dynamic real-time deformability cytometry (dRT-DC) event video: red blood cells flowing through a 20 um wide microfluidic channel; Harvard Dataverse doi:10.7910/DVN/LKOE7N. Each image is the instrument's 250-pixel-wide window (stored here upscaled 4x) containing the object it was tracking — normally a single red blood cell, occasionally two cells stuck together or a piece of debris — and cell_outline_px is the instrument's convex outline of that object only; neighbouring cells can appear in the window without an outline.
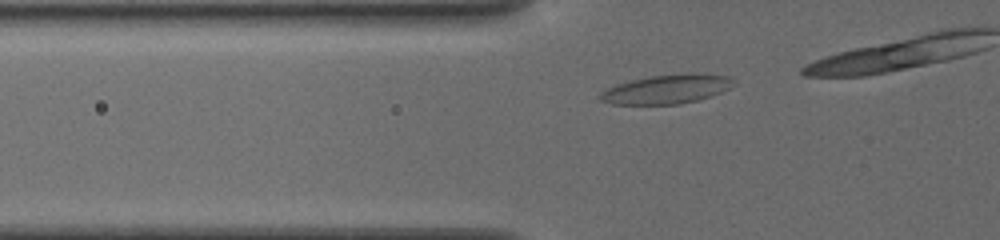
{"species": "common noctule bat (a hibernating species)", "species_latin": "Nyctalus noctula", "temperature_condition": "cold", "stored_images_in_passage": 9, "camera_frame_rate_fps": 3000, "um_per_image_px": 0.085, "animal": {"sex": "female", "body_mass_g": 19.5, "forearm_length_mm": 54.1}, "frame": {"image": 1, "passage_image": 3, "time_ms": 0.667, "image_size_px": [1000, 240], "cell_outline_px": [[728, 88], [720, 92], [696, 100], [680, 104], [612, 104], [600, 100], [596, 96], [600, 92], [608, 88], [632, 80], [652, 76], [728, 76]], "centroid_in_image_um": [56.46, 7.65], "position_along_channel_um": 69.3, "area_um2": 20.92}}
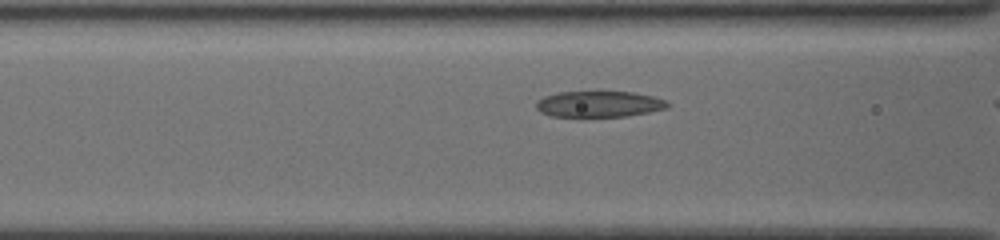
{"frame": {"image": 2, "passage_image": 7, "time_ms": 2.0, "image_size_px": [1000, 240], "cell_outline_px": [[668, 108], [648, 112], [624, 116], [552, 116], [540, 112], [536, 108], [536, 104], [544, 96], [560, 92], [632, 92], [652, 96], [664, 100], [668, 104]], "centroid_in_image_um": [50.91, 8.84], "position_along_channel_um": 115.7, "area_um2": 19.54}}